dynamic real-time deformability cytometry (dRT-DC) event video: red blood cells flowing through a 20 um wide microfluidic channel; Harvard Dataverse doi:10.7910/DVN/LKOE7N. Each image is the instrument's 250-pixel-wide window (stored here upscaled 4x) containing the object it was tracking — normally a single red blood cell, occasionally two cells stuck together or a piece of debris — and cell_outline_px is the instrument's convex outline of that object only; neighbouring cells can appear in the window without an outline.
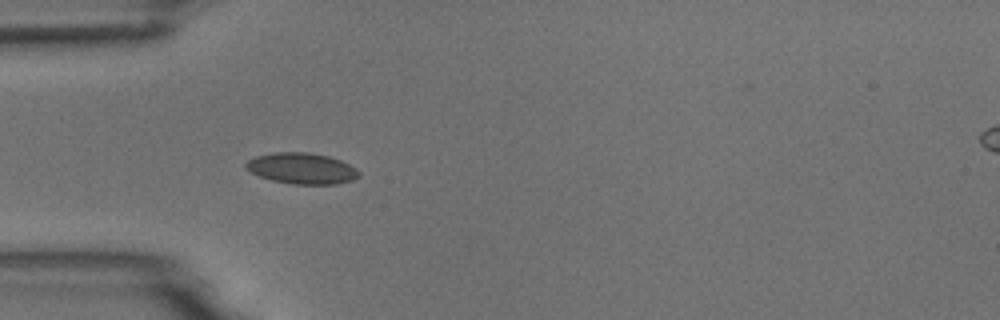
{"species": "common noctule bat (a hibernating species)", "species_latin": "Nyctalus noctula", "temperature_condition": "room temperature", "stored_images_in_passage": 4, "camera_frame_rate_fps": 3000, "um_per_image_px": 0.085, "animal": {"sex": "male", "body_mass_g": 18.8}, "frame": {"image": 1, "passage_image": 4, "time_ms": 3.333, "image_size_px": [1000, 320], "cell_outline_px": [[360, 176], [352, 180], [336, 184], [292, 184], [272, 180], [260, 176], [244, 168], [244, 164], [248, 160], [256, 156], [276, 152], [308, 152], [328, 156], [340, 160], [356, 168], [360, 172]], "centroid_in_image_um": [25.65, 14.31], "position_along_channel_um": 59.3, "area_um2": 20.4}}